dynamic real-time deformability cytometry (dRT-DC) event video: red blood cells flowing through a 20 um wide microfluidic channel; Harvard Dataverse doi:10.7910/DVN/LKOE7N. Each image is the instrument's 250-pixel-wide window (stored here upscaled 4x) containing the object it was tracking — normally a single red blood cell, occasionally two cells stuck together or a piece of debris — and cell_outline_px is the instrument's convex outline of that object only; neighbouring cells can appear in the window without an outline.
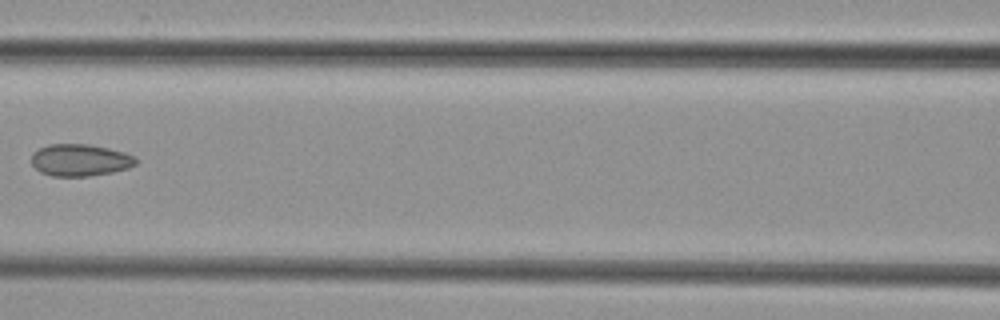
{"species": "common noctule bat (a hibernating species)", "species_latin": "Nyctalus noctula", "temperature_condition": "cold", "stored_images_in_passage": 6, "camera_frame_rate_fps": 3000, "um_per_image_px": 0.085, "animal": {"sex": "female", "body_mass_g": 29.2, "forearm_length_mm": 56.3}, "frame": {"image": 1, "passage_image": 5, "time_ms": 5.667, "image_size_px": [1000, 320], "cell_outline_px": [[136, 164], [128, 168], [112, 172], [88, 176], [52, 176], [40, 172], [32, 164], [32, 152], [48, 144], [88, 144], [108, 148], [124, 152], [132, 156], [136, 160]], "centroid_in_image_um": [6.78, 13.6], "position_along_channel_um": 159.8, "area_um2": 19.36}}
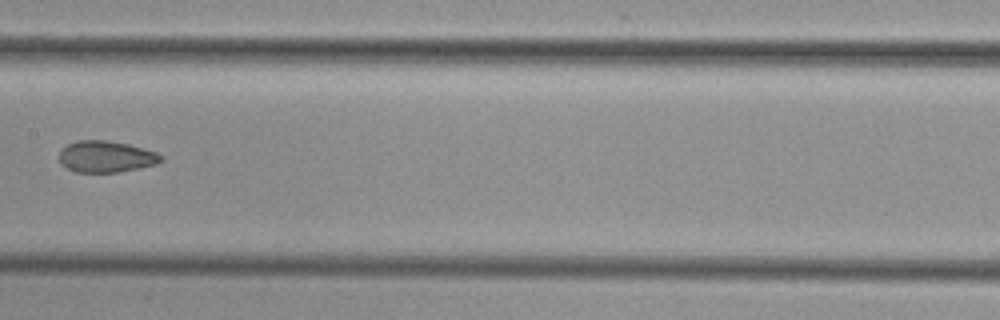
{"frame": {"image": 2, "passage_image": 6, "time_ms": 6.667, "image_size_px": [1000, 320], "cell_outline_px": [[164, 160], [156, 164], [140, 168], [120, 172], [76, 172], [68, 168], [60, 160], [60, 152], [68, 144], [76, 140], [108, 140], [128, 144], [144, 148], [156, 152], [164, 156]], "centroid_in_image_um": [9.08, 13.31], "position_along_channel_um": 198.3, "area_um2": 18.67}}